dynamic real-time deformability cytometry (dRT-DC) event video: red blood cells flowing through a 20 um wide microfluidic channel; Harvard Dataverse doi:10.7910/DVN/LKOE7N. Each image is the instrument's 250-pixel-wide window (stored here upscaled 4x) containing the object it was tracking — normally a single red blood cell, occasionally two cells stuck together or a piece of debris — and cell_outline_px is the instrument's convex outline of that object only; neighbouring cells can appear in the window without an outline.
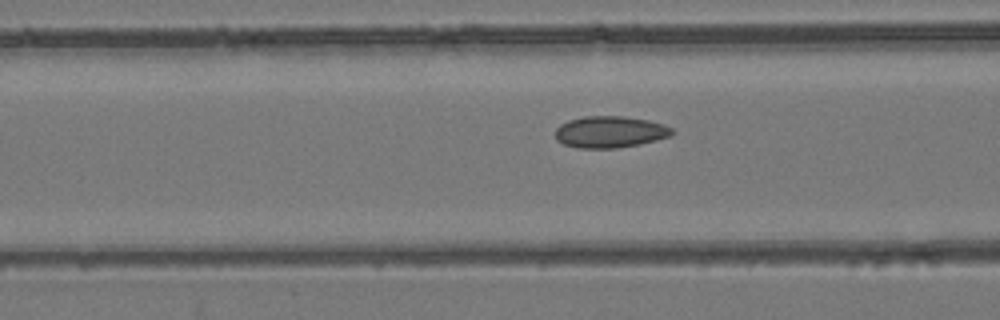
{"species": "common noctule bat (a hibernating species)", "species_latin": "Nyctalus noctula", "temperature_condition": "room temperature", "stored_images_in_passage": 54, "camera_frame_rate_fps": 3000, "um_per_image_px": 0.085, "animal": {"sex": "female", "body_mass_g": 24.6, "forearm_length_mm": 56.2}, "frame": {"image": 1, "passage_image": 22, "time_ms": 7.0, "image_size_px": [1000, 320], "cell_outline_px": [[676, 132], [672, 136], [640, 144], [616, 148], [580, 148], [564, 144], [556, 140], [556, 128], [560, 124], [568, 120], [584, 116], [624, 116], [648, 120], [664, 124], [672, 128]], "centroid_in_image_um": [51.88, 11.21], "position_along_channel_um": 114.7, "area_um2": 21.68}}
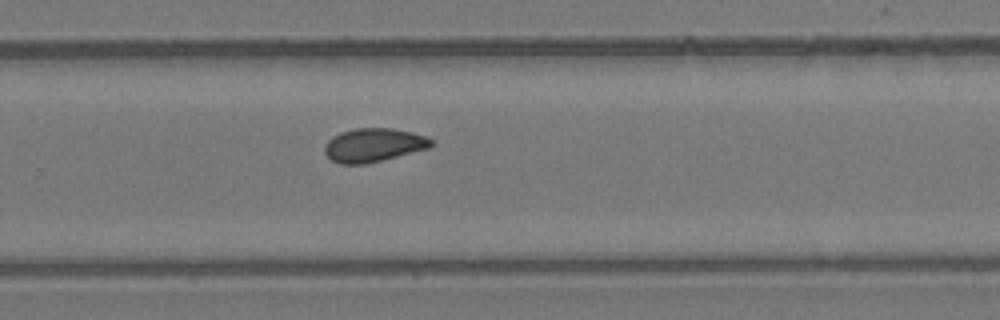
{"frame": {"image": 2, "passage_image": 36, "time_ms": 11.667, "image_size_px": [1000, 320], "cell_outline_px": [[432, 148], [364, 164], [340, 164], [332, 160], [324, 152], [324, 144], [332, 136], [340, 132], [356, 128], [392, 128], [412, 132], [424, 136], [432, 140]], "centroid_in_image_um": [31.74, 12.33], "position_along_channel_um": 298.1, "area_um2": 20.92}}
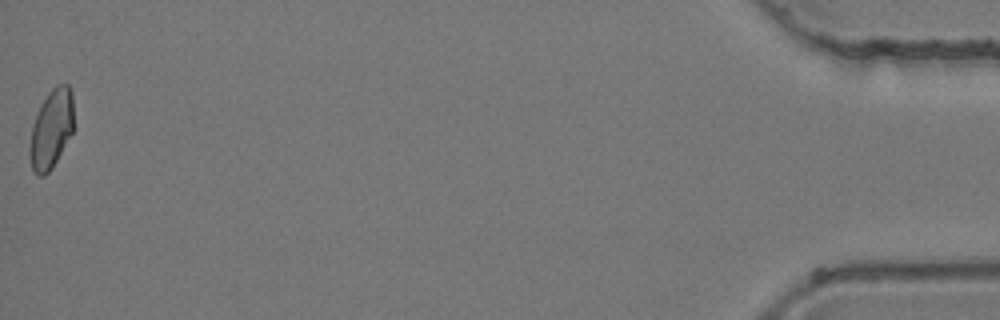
{"frame": {"image": 3, "passage_image": 54, "time_ms": 17.667, "image_size_px": [1000, 320], "cell_outline_px": [[76, 128], [52, 168], [44, 176], [36, 176], [32, 168], [32, 124], [40, 104], [48, 92], [56, 84], [68, 84], [72, 92]], "centroid_in_image_um": [4.44, 10.9], "position_along_channel_um": 430.8, "area_um2": 20.4}, "authors_computed_cell_mechanics": {"area_um2": 20.8947, "velocity_mm_per_s": 3.9286, "shape_relaxation_time_tau1_ms": null, "shape_relaxation_time_tau2_ms": 1.6319, "deformation_change_tau1": null, "deformation_change_tau2": 0.0619}}